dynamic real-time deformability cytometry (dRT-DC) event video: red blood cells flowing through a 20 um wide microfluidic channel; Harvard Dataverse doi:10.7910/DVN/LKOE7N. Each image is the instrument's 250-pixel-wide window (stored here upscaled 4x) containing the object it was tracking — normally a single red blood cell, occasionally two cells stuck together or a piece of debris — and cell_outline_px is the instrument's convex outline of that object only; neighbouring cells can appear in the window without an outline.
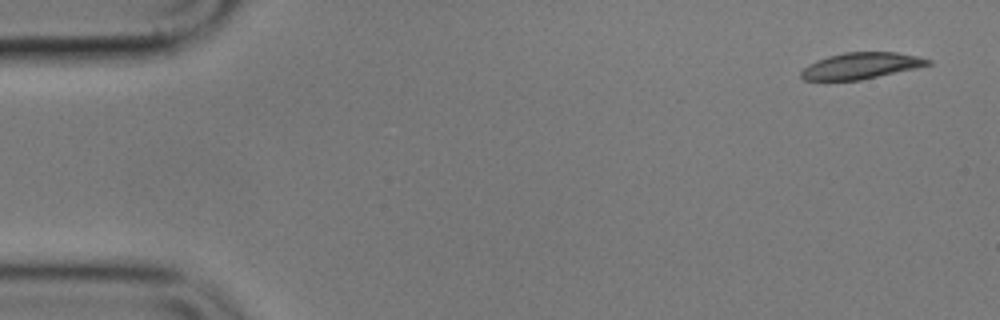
{"species": "common noctule bat (a hibernating species)", "species_latin": "Nyctalus noctula", "temperature_condition": "cold", "stored_images_in_passage": 5, "camera_frame_rate_fps": 3000, "um_per_image_px": 0.085, "animal": {"sex": "male", "body_mass_g": 17.9}, "frame": {"image": 1, "passage_image": 1, "time_ms": 0.0, "image_size_px": [1000, 320], "cell_outline_px": [[932, 64], [916, 68], [860, 80], [804, 80], [800, 76], [800, 72], [808, 64], [816, 60], [828, 56], [844, 52], [896, 52], [916, 56], [932, 60]], "centroid_in_image_um": [73.17, 5.58], "position_along_channel_um": 11.8, "area_um2": 19.36}}
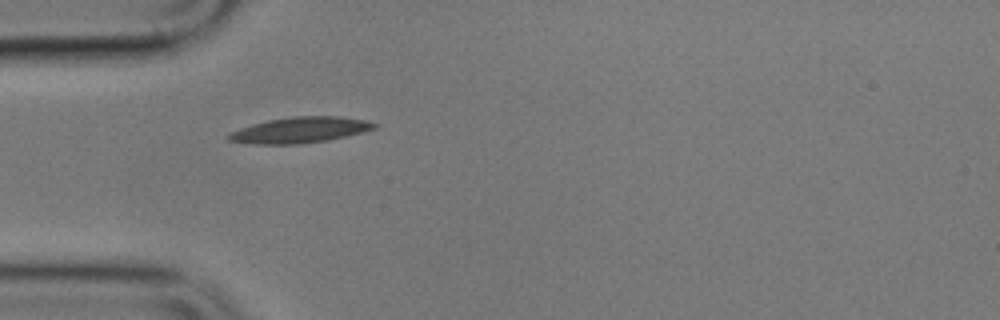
{"frame": {"image": 2, "passage_image": 5, "time_ms": 4.667, "image_size_px": [1000, 320], "cell_outline_px": [[380, 124], [376, 128], [328, 140], [300, 144], [248, 144], [228, 140], [224, 136], [228, 132], [252, 124], [268, 120], [292, 116], [340, 116], [368, 120]], "centroid_in_image_um": [25.46, 11.05], "position_along_channel_um": 59.5, "area_um2": 22.14}}